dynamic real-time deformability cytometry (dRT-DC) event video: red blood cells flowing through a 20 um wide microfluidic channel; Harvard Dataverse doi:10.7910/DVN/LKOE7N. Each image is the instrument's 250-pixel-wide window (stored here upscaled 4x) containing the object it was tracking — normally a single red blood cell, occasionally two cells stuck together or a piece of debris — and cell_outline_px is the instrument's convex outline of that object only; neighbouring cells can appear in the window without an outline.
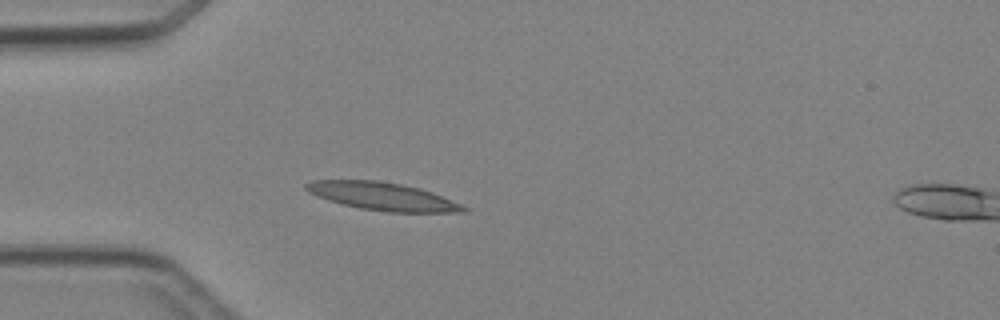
{"species": "Egyptian fruit bat (a non-hibernating species)", "species_latin": "Rousettus aegyptiacus", "temperature_condition": "cold", "stored_images_in_passage": 5, "segment_of_instrument_passage": [1, 2], "camera_frame_rate_fps": 3000, "um_per_image_px": 0.085, "animal": {"sex": "female"}, "frame": {"image": 1, "passage_image": 4, "time_ms": 4.333, "image_size_px": [1000, 320], "cell_outline_px": [[468, 212], [388, 212], [360, 208], [328, 200], [308, 192], [304, 188], [304, 184], [312, 180], [376, 180], [400, 184], [420, 188], [432, 192], [460, 204], [468, 208]], "centroid_in_image_um": [32.5, 16.68], "position_along_channel_um": 52.5, "area_um2": 25.37}}